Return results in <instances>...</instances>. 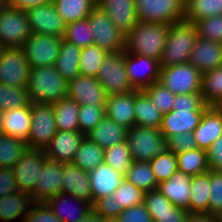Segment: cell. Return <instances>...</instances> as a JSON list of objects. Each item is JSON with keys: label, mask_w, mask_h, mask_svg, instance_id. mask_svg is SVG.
Wrapping results in <instances>:
<instances>
[{"label": "cell", "mask_w": 222, "mask_h": 222, "mask_svg": "<svg viewBox=\"0 0 222 222\" xmlns=\"http://www.w3.org/2000/svg\"><path fill=\"white\" fill-rule=\"evenodd\" d=\"M112 195L117 202V208H121L122 212L125 209L142 204L145 192L124 178Z\"/></svg>", "instance_id": "ee69618b"}, {"label": "cell", "mask_w": 222, "mask_h": 222, "mask_svg": "<svg viewBox=\"0 0 222 222\" xmlns=\"http://www.w3.org/2000/svg\"><path fill=\"white\" fill-rule=\"evenodd\" d=\"M124 178L144 192L158 188V183L149 162L133 161Z\"/></svg>", "instance_id": "ab89813d"}, {"label": "cell", "mask_w": 222, "mask_h": 222, "mask_svg": "<svg viewBox=\"0 0 222 222\" xmlns=\"http://www.w3.org/2000/svg\"><path fill=\"white\" fill-rule=\"evenodd\" d=\"M222 210V171L210 170L208 214L216 215Z\"/></svg>", "instance_id": "f5cc1de1"}, {"label": "cell", "mask_w": 222, "mask_h": 222, "mask_svg": "<svg viewBox=\"0 0 222 222\" xmlns=\"http://www.w3.org/2000/svg\"><path fill=\"white\" fill-rule=\"evenodd\" d=\"M93 211L102 218H117L121 213V208H117V202L113 195H108L98 199L92 205Z\"/></svg>", "instance_id": "9f6ffc18"}, {"label": "cell", "mask_w": 222, "mask_h": 222, "mask_svg": "<svg viewBox=\"0 0 222 222\" xmlns=\"http://www.w3.org/2000/svg\"><path fill=\"white\" fill-rule=\"evenodd\" d=\"M9 0H0V12L9 7Z\"/></svg>", "instance_id": "a7ac6f4b"}, {"label": "cell", "mask_w": 222, "mask_h": 222, "mask_svg": "<svg viewBox=\"0 0 222 222\" xmlns=\"http://www.w3.org/2000/svg\"><path fill=\"white\" fill-rule=\"evenodd\" d=\"M105 116V105L82 104L79 108L78 123L79 131L87 134L101 122Z\"/></svg>", "instance_id": "c3c4849f"}, {"label": "cell", "mask_w": 222, "mask_h": 222, "mask_svg": "<svg viewBox=\"0 0 222 222\" xmlns=\"http://www.w3.org/2000/svg\"><path fill=\"white\" fill-rule=\"evenodd\" d=\"M5 48H6V46L0 42V58H1V55H2Z\"/></svg>", "instance_id": "2644e50d"}, {"label": "cell", "mask_w": 222, "mask_h": 222, "mask_svg": "<svg viewBox=\"0 0 222 222\" xmlns=\"http://www.w3.org/2000/svg\"><path fill=\"white\" fill-rule=\"evenodd\" d=\"M201 73H205L222 65V43L197 38L189 61Z\"/></svg>", "instance_id": "cb8c5ba5"}, {"label": "cell", "mask_w": 222, "mask_h": 222, "mask_svg": "<svg viewBox=\"0 0 222 222\" xmlns=\"http://www.w3.org/2000/svg\"><path fill=\"white\" fill-rule=\"evenodd\" d=\"M117 218L120 222H154L143 203L123 210Z\"/></svg>", "instance_id": "680465c9"}, {"label": "cell", "mask_w": 222, "mask_h": 222, "mask_svg": "<svg viewBox=\"0 0 222 222\" xmlns=\"http://www.w3.org/2000/svg\"><path fill=\"white\" fill-rule=\"evenodd\" d=\"M192 176L175 172L170 179L158 184V190L176 207L188 211Z\"/></svg>", "instance_id": "4316f807"}, {"label": "cell", "mask_w": 222, "mask_h": 222, "mask_svg": "<svg viewBox=\"0 0 222 222\" xmlns=\"http://www.w3.org/2000/svg\"><path fill=\"white\" fill-rule=\"evenodd\" d=\"M108 53V51L95 44L82 48L79 60L80 75L96 78L99 68Z\"/></svg>", "instance_id": "7bdbcfd3"}, {"label": "cell", "mask_w": 222, "mask_h": 222, "mask_svg": "<svg viewBox=\"0 0 222 222\" xmlns=\"http://www.w3.org/2000/svg\"><path fill=\"white\" fill-rule=\"evenodd\" d=\"M167 142L168 150L174 154L198 148L193 132L174 135Z\"/></svg>", "instance_id": "11a10c76"}, {"label": "cell", "mask_w": 222, "mask_h": 222, "mask_svg": "<svg viewBox=\"0 0 222 222\" xmlns=\"http://www.w3.org/2000/svg\"><path fill=\"white\" fill-rule=\"evenodd\" d=\"M105 116L127 129L135 125L134 91L107 97Z\"/></svg>", "instance_id": "d4e9b609"}, {"label": "cell", "mask_w": 222, "mask_h": 222, "mask_svg": "<svg viewBox=\"0 0 222 222\" xmlns=\"http://www.w3.org/2000/svg\"><path fill=\"white\" fill-rule=\"evenodd\" d=\"M108 96L133 92L125 67V51L109 52L96 76Z\"/></svg>", "instance_id": "5b68a950"}, {"label": "cell", "mask_w": 222, "mask_h": 222, "mask_svg": "<svg viewBox=\"0 0 222 222\" xmlns=\"http://www.w3.org/2000/svg\"><path fill=\"white\" fill-rule=\"evenodd\" d=\"M31 33L64 38L66 23L51 2L25 10Z\"/></svg>", "instance_id": "4fadbf2b"}, {"label": "cell", "mask_w": 222, "mask_h": 222, "mask_svg": "<svg viewBox=\"0 0 222 222\" xmlns=\"http://www.w3.org/2000/svg\"><path fill=\"white\" fill-rule=\"evenodd\" d=\"M87 18L95 45L108 52L125 51L126 35L115 26L104 10L96 5Z\"/></svg>", "instance_id": "8992f818"}, {"label": "cell", "mask_w": 222, "mask_h": 222, "mask_svg": "<svg viewBox=\"0 0 222 222\" xmlns=\"http://www.w3.org/2000/svg\"><path fill=\"white\" fill-rule=\"evenodd\" d=\"M206 109H173L163 114L160 131L164 138L193 132Z\"/></svg>", "instance_id": "ac0fdd59"}, {"label": "cell", "mask_w": 222, "mask_h": 222, "mask_svg": "<svg viewBox=\"0 0 222 222\" xmlns=\"http://www.w3.org/2000/svg\"><path fill=\"white\" fill-rule=\"evenodd\" d=\"M67 97L79 105H105L108 95L96 78L79 75L68 81Z\"/></svg>", "instance_id": "e0dca14e"}, {"label": "cell", "mask_w": 222, "mask_h": 222, "mask_svg": "<svg viewBox=\"0 0 222 222\" xmlns=\"http://www.w3.org/2000/svg\"><path fill=\"white\" fill-rule=\"evenodd\" d=\"M125 67L129 81L136 90H144L158 82L160 65L155 58L125 52Z\"/></svg>", "instance_id": "9a60e30c"}, {"label": "cell", "mask_w": 222, "mask_h": 222, "mask_svg": "<svg viewBox=\"0 0 222 222\" xmlns=\"http://www.w3.org/2000/svg\"><path fill=\"white\" fill-rule=\"evenodd\" d=\"M169 30L168 24L138 21L125 37V52L160 60Z\"/></svg>", "instance_id": "7a4b0ae2"}, {"label": "cell", "mask_w": 222, "mask_h": 222, "mask_svg": "<svg viewBox=\"0 0 222 222\" xmlns=\"http://www.w3.org/2000/svg\"><path fill=\"white\" fill-rule=\"evenodd\" d=\"M26 149V141L5 134L0 135V168H13Z\"/></svg>", "instance_id": "60d3db41"}, {"label": "cell", "mask_w": 222, "mask_h": 222, "mask_svg": "<svg viewBox=\"0 0 222 222\" xmlns=\"http://www.w3.org/2000/svg\"><path fill=\"white\" fill-rule=\"evenodd\" d=\"M194 24L199 38L222 43V15L198 20Z\"/></svg>", "instance_id": "f907efd6"}, {"label": "cell", "mask_w": 222, "mask_h": 222, "mask_svg": "<svg viewBox=\"0 0 222 222\" xmlns=\"http://www.w3.org/2000/svg\"><path fill=\"white\" fill-rule=\"evenodd\" d=\"M157 183L170 179L178 171L176 154L169 150L149 161Z\"/></svg>", "instance_id": "7dc6e473"}, {"label": "cell", "mask_w": 222, "mask_h": 222, "mask_svg": "<svg viewBox=\"0 0 222 222\" xmlns=\"http://www.w3.org/2000/svg\"><path fill=\"white\" fill-rule=\"evenodd\" d=\"M97 6L107 13L115 26L125 35L139 21L134 0H101Z\"/></svg>", "instance_id": "603a6c76"}, {"label": "cell", "mask_w": 222, "mask_h": 222, "mask_svg": "<svg viewBox=\"0 0 222 222\" xmlns=\"http://www.w3.org/2000/svg\"><path fill=\"white\" fill-rule=\"evenodd\" d=\"M31 130L26 140L29 149L44 150L57 133L53 104L31 102Z\"/></svg>", "instance_id": "9c48e42d"}, {"label": "cell", "mask_w": 222, "mask_h": 222, "mask_svg": "<svg viewBox=\"0 0 222 222\" xmlns=\"http://www.w3.org/2000/svg\"><path fill=\"white\" fill-rule=\"evenodd\" d=\"M85 134L80 131H57L44 149L46 157L62 163H71Z\"/></svg>", "instance_id": "ffe728a7"}, {"label": "cell", "mask_w": 222, "mask_h": 222, "mask_svg": "<svg viewBox=\"0 0 222 222\" xmlns=\"http://www.w3.org/2000/svg\"><path fill=\"white\" fill-rule=\"evenodd\" d=\"M52 3L66 24L87 18L96 6L92 0H52Z\"/></svg>", "instance_id": "74e56055"}, {"label": "cell", "mask_w": 222, "mask_h": 222, "mask_svg": "<svg viewBox=\"0 0 222 222\" xmlns=\"http://www.w3.org/2000/svg\"><path fill=\"white\" fill-rule=\"evenodd\" d=\"M188 222H217L215 215L210 214H190Z\"/></svg>", "instance_id": "e7e4bbea"}, {"label": "cell", "mask_w": 222, "mask_h": 222, "mask_svg": "<svg viewBox=\"0 0 222 222\" xmlns=\"http://www.w3.org/2000/svg\"><path fill=\"white\" fill-rule=\"evenodd\" d=\"M106 222H120L118 218H107Z\"/></svg>", "instance_id": "8c879c8a"}, {"label": "cell", "mask_w": 222, "mask_h": 222, "mask_svg": "<svg viewBox=\"0 0 222 222\" xmlns=\"http://www.w3.org/2000/svg\"><path fill=\"white\" fill-rule=\"evenodd\" d=\"M88 176L92 190V205L98 199L112 195L124 179L123 174L104 162L91 170Z\"/></svg>", "instance_id": "7402d4cb"}, {"label": "cell", "mask_w": 222, "mask_h": 222, "mask_svg": "<svg viewBox=\"0 0 222 222\" xmlns=\"http://www.w3.org/2000/svg\"><path fill=\"white\" fill-rule=\"evenodd\" d=\"M200 94L206 105L222 107V65L202 74Z\"/></svg>", "instance_id": "8d00e7d4"}, {"label": "cell", "mask_w": 222, "mask_h": 222, "mask_svg": "<svg viewBox=\"0 0 222 222\" xmlns=\"http://www.w3.org/2000/svg\"><path fill=\"white\" fill-rule=\"evenodd\" d=\"M61 42L60 37L32 33L22 46L30 69L55 66Z\"/></svg>", "instance_id": "30bf717a"}, {"label": "cell", "mask_w": 222, "mask_h": 222, "mask_svg": "<svg viewBox=\"0 0 222 222\" xmlns=\"http://www.w3.org/2000/svg\"><path fill=\"white\" fill-rule=\"evenodd\" d=\"M33 203L31 195L18 190L10 195L1 197L0 221L9 222L16 218H21L20 220L23 222Z\"/></svg>", "instance_id": "4dcf8cb0"}, {"label": "cell", "mask_w": 222, "mask_h": 222, "mask_svg": "<svg viewBox=\"0 0 222 222\" xmlns=\"http://www.w3.org/2000/svg\"><path fill=\"white\" fill-rule=\"evenodd\" d=\"M133 162L127 141L104 149V163L125 175Z\"/></svg>", "instance_id": "b9f144b4"}, {"label": "cell", "mask_w": 222, "mask_h": 222, "mask_svg": "<svg viewBox=\"0 0 222 222\" xmlns=\"http://www.w3.org/2000/svg\"><path fill=\"white\" fill-rule=\"evenodd\" d=\"M202 73L189 62L160 68L158 83L175 95L201 91Z\"/></svg>", "instance_id": "52a82bcc"}, {"label": "cell", "mask_w": 222, "mask_h": 222, "mask_svg": "<svg viewBox=\"0 0 222 222\" xmlns=\"http://www.w3.org/2000/svg\"><path fill=\"white\" fill-rule=\"evenodd\" d=\"M133 161L149 162L168 151V142L160 128L134 125L127 130V138Z\"/></svg>", "instance_id": "277c9868"}, {"label": "cell", "mask_w": 222, "mask_h": 222, "mask_svg": "<svg viewBox=\"0 0 222 222\" xmlns=\"http://www.w3.org/2000/svg\"><path fill=\"white\" fill-rule=\"evenodd\" d=\"M68 82L55 66L31 68L27 92L32 103L54 104L67 97Z\"/></svg>", "instance_id": "6da1fadb"}, {"label": "cell", "mask_w": 222, "mask_h": 222, "mask_svg": "<svg viewBox=\"0 0 222 222\" xmlns=\"http://www.w3.org/2000/svg\"><path fill=\"white\" fill-rule=\"evenodd\" d=\"M143 204L150 214L172 213V208H178L158 189L145 192Z\"/></svg>", "instance_id": "816d5d0a"}, {"label": "cell", "mask_w": 222, "mask_h": 222, "mask_svg": "<svg viewBox=\"0 0 222 222\" xmlns=\"http://www.w3.org/2000/svg\"><path fill=\"white\" fill-rule=\"evenodd\" d=\"M103 162L104 149L85 137L71 163L89 173Z\"/></svg>", "instance_id": "d590c367"}, {"label": "cell", "mask_w": 222, "mask_h": 222, "mask_svg": "<svg viewBox=\"0 0 222 222\" xmlns=\"http://www.w3.org/2000/svg\"><path fill=\"white\" fill-rule=\"evenodd\" d=\"M31 34L25 10L9 6L0 12V42L6 47H22Z\"/></svg>", "instance_id": "7c38bea8"}, {"label": "cell", "mask_w": 222, "mask_h": 222, "mask_svg": "<svg viewBox=\"0 0 222 222\" xmlns=\"http://www.w3.org/2000/svg\"><path fill=\"white\" fill-rule=\"evenodd\" d=\"M78 222H106V219L100 217L92 210L85 218Z\"/></svg>", "instance_id": "03108f58"}, {"label": "cell", "mask_w": 222, "mask_h": 222, "mask_svg": "<svg viewBox=\"0 0 222 222\" xmlns=\"http://www.w3.org/2000/svg\"><path fill=\"white\" fill-rule=\"evenodd\" d=\"M26 88H18L0 83V110L3 112L30 105Z\"/></svg>", "instance_id": "bcb514c9"}, {"label": "cell", "mask_w": 222, "mask_h": 222, "mask_svg": "<svg viewBox=\"0 0 222 222\" xmlns=\"http://www.w3.org/2000/svg\"><path fill=\"white\" fill-rule=\"evenodd\" d=\"M94 2V4H98L101 0H92Z\"/></svg>", "instance_id": "753ad0ef"}, {"label": "cell", "mask_w": 222, "mask_h": 222, "mask_svg": "<svg viewBox=\"0 0 222 222\" xmlns=\"http://www.w3.org/2000/svg\"><path fill=\"white\" fill-rule=\"evenodd\" d=\"M209 191L210 170L203 174L192 176L188 207L190 214H208Z\"/></svg>", "instance_id": "d6a6232c"}, {"label": "cell", "mask_w": 222, "mask_h": 222, "mask_svg": "<svg viewBox=\"0 0 222 222\" xmlns=\"http://www.w3.org/2000/svg\"><path fill=\"white\" fill-rule=\"evenodd\" d=\"M23 222H63L46 202H34Z\"/></svg>", "instance_id": "db71d44e"}, {"label": "cell", "mask_w": 222, "mask_h": 222, "mask_svg": "<svg viewBox=\"0 0 222 222\" xmlns=\"http://www.w3.org/2000/svg\"><path fill=\"white\" fill-rule=\"evenodd\" d=\"M198 38L196 25L182 20L169 25L166 43L159 60L160 68L189 61Z\"/></svg>", "instance_id": "3957f363"}, {"label": "cell", "mask_w": 222, "mask_h": 222, "mask_svg": "<svg viewBox=\"0 0 222 222\" xmlns=\"http://www.w3.org/2000/svg\"><path fill=\"white\" fill-rule=\"evenodd\" d=\"M68 202L71 204L75 202L76 204L73 203L71 205ZM46 203L50 206L53 213L63 222H78L93 210L91 203L63 192L54 195Z\"/></svg>", "instance_id": "44dd1931"}, {"label": "cell", "mask_w": 222, "mask_h": 222, "mask_svg": "<svg viewBox=\"0 0 222 222\" xmlns=\"http://www.w3.org/2000/svg\"><path fill=\"white\" fill-rule=\"evenodd\" d=\"M3 120H4V112L0 110V135L4 134Z\"/></svg>", "instance_id": "003e7915"}, {"label": "cell", "mask_w": 222, "mask_h": 222, "mask_svg": "<svg viewBox=\"0 0 222 222\" xmlns=\"http://www.w3.org/2000/svg\"><path fill=\"white\" fill-rule=\"evenodd\" d=\"M200 92L178 94L173 103V109H207Z\"/></svg>", "instance_id": "6f0895ef"}, {"label": "cell", "mask_w": 222, "mask_h": 222, "mask_svg": "<svg viewBox=\"0 0 222 222\" xmlns=\"http://www.w3.org/2000/svg\"><path fill=\"white\" fill-rule=\"evenodd\" d=\"M64 39L79 48H86L94 44L88 18L66 24Z\"/></svg>", "instance_id": "f6af8a7d"}, {"label": "cell", "mask_w": 222, "mask_h": 222, "mask_svg": "<svg viewBox=\"0 0 222 222\" xmlns=\"http://www.w3.org/2000/svg\"><path fill=\"white\" fill-rule=\"evenodd\" d=\"M154 222H188L190 213L180 208H172V213L150 214Z\"/></svg>", "instance_id": "6125c7cd"}, {"label": "cell", "mask_w": 222, "mask_h": 222, "mask_svg": "<svg viewBox=\"0 0 222 222\" xmlns=\"http://www.w3.org/2000/svg\"><path fill=\"white\" fill-rule=\"evenodd\" d=\"M208 164L212 171H222V135L207 151Z\"/></svg>", "instance_id": "94428289"}, {"label": "cell", "mask_w": 222, "mask_h": 222, "mask_svg": "<svg viewBox=\"0 0 222 222\" xmlns=\"http://www.w3.org/2000/svg\"><path fill=\"white\" fill-rule=\"evenodd\" d=\"M177 168L179 172L189 176L203 174L210 170L207 151L195 148L176 154Z\"/></svg>", "instance_id": "e575fe53"}, {"label": "cell", "mask_w": 222, "mask_h": 222, "mask_svg": "<svg viewBox=\"0 0 222 222\" xmlns=\"http://www.w3.org/2000/svg\"><path fill=\"white\" fill-rule=\"evenodd\" d=\"M31 103L4 112V134L26 141L31 130Z\"/></svg>", "instance_id": "f546056e"}, {"label": "cell", "mask_w": 222, "mask_h": 222, "mask_svg": "<svg viewBox=\"0 0 222 222\" xmlns=\"http://www.w3.org/2000/svg\"><path fill=\"white\" fill-rule=\"evenodd\" d=\"M30 67L22 47H6L0 58V83L27 88Z\"/></svg>", "instance_id": "8fae6325"}, {"label": "cell", "mask_w": 222, "mask_h": 222, "mask_svg": "<svg viewBox=\"0 0 222 222\" xmlns=\"http://www.w3.org/2000/svg\"><path fill=\"white\" fill-rule=\"evenodd\" d=\"M63 193L75 196L92 204V190L88 172L72 163H63Z\"/></svg>", "instance_id": "484cf974"}, {"label": "cell", "mask_w": 222, "mask_h": 222, "mask_svg": "<svg viewBox=\"0 0 222 222\" xmlns=\"http://www.w3.org/2000/svg\"><path fill=\"white\" fill-rule=\"evenodd\" d=\"M215 217H216L217 222H222V210L219 211V212L215 215Z\"/></svg>", "instance_id": "89a4df30"}, {"label": "cell", "mask_w": 222, "mask_h": 222, "mask_svg": "<svg viewBox=\"0 0 222 222\" xmlns=\"http://www.w3.org/2000/svg\"><path fill=\"white\" fill-rule=\"evenodd\" d=\"M45 160L44 150L29 148L25 150L13 167L18 191L33 195V190L40 176V169Z\"/></svg>", "instance_id": "5bb4252c"}, {"label": "cell", "mask_w": 222, "mask_h": 222, "mask_svg": "<svg viewBox=\"0 0 222 222\" xmlns=\"http://www.w3.org/2000/svg\"><path fill=\"white\" fill-rule=\"evenodd\" d=\"M51 1L52 0H9V5L16 9L27 10Z\"/></svg>", "instance_id": "be15d7a7"}, {"label": "cell", "mask_w": 222, "mask_h": 222, "mask_svg": "<svg viewBox=\"0 0 222 222\" xmlns=\"http://www.w3.org/2000/svg\"><path fill=\"white\" fill-rule=\"evenodd\" d=\"M135 125L160 128L163 113L153 104L144 90L134 91Z\"/></svg>", "instance_id": "f1b7e54d"}, {"label": "cell", "mask_w": 222, "mask_h": 222, "mask_svg": "<svg viewBox=\"0 0 222 222\" xmlns=\"http://www.w3.org/2000/svg\"><path fill=\"white\" fill-rule=\"evenodd\" d=\"M80 56L81 48L62 38L55 68L67 82L80 75Z\"/></svg>", "instance_id": "1f68e13d"}, {"label": "cell", "mask_w": 222, "mask_h": 222, "mask_svg": "<svg viewBox=\"0 0 222 222\" xmlns=\"http://www.w3.org/2000/svg\"><path fill=\"white\" fill-rule=\"evenodd\" d=\"M141 22L171 25L184 20L185 0H134Z\"/></svg>", "instance_id": "ba28073f"}, {"label": "cell", "mask_w": 222, "mask_h": 222, "mask_svg": "<svg viewBox=\"0 0 222 222\" xmlns=\"http://www.w3.org/2000/svg\"><path fill=\"white\" fill-rule=\"evenodd\" d=\"M18 190L13 168H0V198Z\"/></svg>", "instance_id": "91938a15"}, {"label": "cell", "mask_w": 222, "mask_h": 222, "mask_svg": "<svg viewBox=\"0 0 222 222\" xmlns=\"http://www.w3.org/2000/svg\"><path fill=\"white\" fill-rule=\"evenodd\" d=\"M222 15V0H185L184 20L195 23L198 20Z\"/></svg>", "instance_id": "f35d334b"}, {"label": "cell", "mask_w": 222, "mask_h": 222, "mask_svg": "<svg viewBox=\"0 0 222 222\" xmlns=\"http://www.w3.org/2000/svg\"><path fill=\"white\" fill-rule=\"evenodd\" d=\"M127 130V128L118 125L112 119L104 116L94 129L85 134V137L105 149L114 144L126 141Z\"/></svg>", "instance_id": "83f0119b"}, {"label": "cell", "mask_w": 222, "mask_h": 222, "mask_svg": "<svg viewBox=\"0 0 222 222\" xmlns=\"http://www.w3.org/2000/svg\"><path fill=\"white\" fill-rule=\"evenodd\" d=\"M144 91L151 98L153 104L156 105L158 110L163 114L173 110V103L176 95L160 83L155 82L146 87Z\"/></svg>", "instance_id": "681fc988"}, {"label": "cell", "mask_w": 222, "mask_h": 222, "mask_svg": "<svg viewBox=\"0 0 222 222\" xmlns=\"http://www.w3.org/2000/svg\"><path fill=\"white\" fill-rule=\"evenodd\" d=\"M80 105L69 97L53 104L58 131H79L78 113Z\"/></svg>", "instance_id": "836d02e7"}, {"label": "cell", "mask_w": 222, "mask_h": 222, "mask_svg": "<svg viewBox=\"0 0 222 222\" xmlns=\"http://www.w3.org/2000/svg\"><path fill=\"white\" fill-rule=\"evenodd\" d=\"M63 163L46 157L33 190V202H47L63 190Z\"/></svg>", "instance_id": "2e32d148"}, {"label": "cell", "mask_w": 222, "mask_h": 222, "mask_svg": "<svg viewBox=\"0 0 222 222\" xmlns=\"http://www.w3.org/2000/svg\"><path fill=\"white\" fill-rule=\"evenodd\" d=\"M199 149L208 151L222 135V107L209 106L193 131Z\"/></svg>", "instance_id": "d6986e66"}]
</instances>
